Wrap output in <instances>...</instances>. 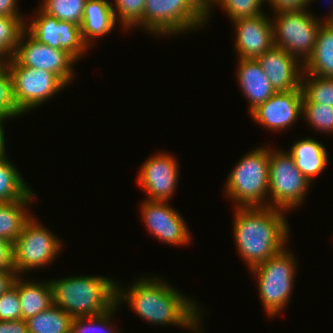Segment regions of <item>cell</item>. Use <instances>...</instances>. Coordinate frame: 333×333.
<instances>
[{"label":"cell","instance_id":"obj_1","mask_svg":"<svg viewBox=\"0 0 333 333\" xmlns=\"http://www.w3.org/2000/svg\"><path fill=\"white\" fill-rule=\"evenodd\" d=\"M161 279L156 275L145 276L135 280L126 290L122 284L116 283V303H129L134 313L149 323L203 333V326H200L203 309L200 304Z\"/></svg>","mask_w":333,"mask_h":333},{"label":"cell","instance_id":"obj_2","mask_svg":"<svg viewBox=\"0 0 333 333\" xmlns=\"http://www.w3.org/2000/svg\"><path fill=\"white\" fill-rule=\"evenodd\" d=\"M285 212L275 207H235L234 240L249 270L286 247L290 228Z\"/></svg>","mask_w":333,"mask_h":333},{"label":"cell","instance_id":"obj_3","mask_svg":"<svg viewBox=\"0 0 333 333\" xmlns=\"http://www.w3.org/2000/svg\"><path fill=\"white\" fill-rule=\"evenodd\" d=\"M53 304L73 318L100 315L116 304V283L104 276H70L50 280Z\"/></svg>","mask_w":333,"mask_h":333},{"label":"cell","instance_id":"obj_4","mask_svg":"<svg viewBox=\"0 0 333 333\" xmlns=\"http://www.w3.org/2000/svg\"><path fill=\"white\" fill-rule=\"evenodd\" d=\"M224 192L235 207H269V147L246 153L228 174Z\"/></svg>","mask_w":333,"mask_h":333},{"label":"cell","instance_id":"obj_5","mask_svg":"<svg viewBox=\"0 0 333 333\" xmlns=\"http://www.w3.org/2000/svg\"><path fill=\"white\" fill-rule=\"evenodd\" d=\"M288 249L285 247L249 270L257 278L259 298L269 317L280 314L286 308L293 292L297 262L295 254Z\"/></svg>","mask_w":333,"mask_h":333},{"label":"cell","instance_id":"obj_6","mask_svg":"<svg viewBox=\"0 0 333 333\" xmlns=\"http://www.w3.org/2000/svg\"><path fill=\"white\" fill-rule=\"evenodd\" d=\"M310 184L287 151L269 147V207L296 210L304 202Z\"/></svg>","mask_w":333,"mask_h":333},{"label":"cell","instance_id":"obj_7","mask_svg":"<svg viewBox=\"0 0 333 333\" xmlns=\"http://www.w3.org/2000/svg\"><path fill=\"white\" fill-rule=\"evenodd\" d=\"M61 249L62 242L58 236L32 215L13 242L14 271L21 276L32 269L47 266L54 262Z\"/></svg>","mask_w":333,"mask_h":333},{"label":"cell","instance_id":"obj_8","mask_svg":"<svg viewBox=\"0 0 333 333\" xmlns=\"http://www.w3.org/2000/svg\"><path fill=\"white\" fill-rule=\"evenodd\" d=\"M271 18L275 47L284 49L302 64L311 56L321 25L307 10L273 13Z\"/></svg>","mask_w":333,"mask_h":333},{"label":"cell","instance_id":"obj_9","mask_svg":"<svg viewBox=\"0 0 333 333\" xmlns=\"http://www.w3.org/2000/svg\"><path fill=\"white\" fill-rule=\"evenodd\" d=\"M14 87V97L20 111L25 114L67 86L56 74L28 66H21L13 57L7 61Z\"/></svg>","mask_w":333,"mask_h":333},{"label":"cell","instance_id":"obj_10","mask_svg":"<svg viewBox=\"0 0 333 333\" xmlns=\"http://www.w3.org/2000/svg\"><path fill=\"white\" fill-rule=\"evenodd\" d=\"M206 22L185 0H146L143 29L155 36L176 35L198 30Z\"/></svg>","mask_w":333,"mask_h":333},{"label":"cell","instance_id":"obj_11","mask_svg":"<svg viewBox=\"0 0 333 333\" xmlns=\"http://www.w3.org/2000/svg\"><path fill=\"white\" fill-rule=\"evenodd\" d=\"M37 10L33 20L25 23V30L33 38L54 49L65 50L76 61L85 56L89 48L82 39L79 25L70 21H60L41 8Z\"/></svg>","mask_w":333,"mask_h":333},{"label":"cell","instance_id":"obj_12","mask_svg":"<svg viewBox=\"0 0 333 333\" xmlns=\"http://www.w3.org/2000/svg\"><path fill=\"white\" fill-rule=\"evenodd\" d=\"M13 58L21 66L43 69L56 74L66 85H70L74 80L73 65L77 63L76 60L65 50L54 49L40 43L26 30L20 36Z\"/></svg>","mask_w":333,"mask_h":333},{"label":"cell","instance_id":"obj_13","mask_svg":"<svg viewBox=\"0 0 333 333\" xmlns=\"http://www.w3.org/2000/svg\"><path fill=\"white\" fill-rule=\"evenodd\" d=\"M167 201L144 200L141 205V218L150 235L163 243L186 246L191 241L187 223L179 211L169 206ZM186 244V245H185Z\"/></svg>","mask_w":333,"mask_h":333},{"label":"cell","instance_id":"obj_14","mask_svg":"<svg viewBox=\"0 0 333 333\" xmlns=\"http://www.w3.org/2000/svg\"><path fill=\"white\" fill-rule=\"evenodd\" d=\"M176 160L169 152H162L142 163L137 182L147 193L148 197L145 200L169 202L175 193L180 176Z\"/></svg>","mask_w":333,"mask_h":333},{"label":"cell","instance_id":"obj_15","mask_svg":"<svg viewBox=\"0 0 333 333\" xmlns=\"http://www.w3.org/2000/svg\"><path fill=\"white\" fill-rule=\"evenodd\" d=\"M302 89L276 92L250 112L251 118L269 131H282L302 116Z\"/></svg>","mask_w":333,"mask_h":333},{"label":"cell","instance_id":"obj_16","mask_svg":"<svg viewBox=\"0 0 333 333\" xmlns=\"http://www.w3.org/2000/svg\"><path fill=\"white\" fill-rule=\"evenodd\" d=\"M268 17L263 13L232 21L236 33L234 47L239 59H257L275 46L272 21Z\"/></svg>","mask_w":333,"mask_h":333},{"label":"cell","instance_id":"obj_17","mask_svg":"<svg viewBox=\"0 0 333 333\" xmlns=\"http://www.w3.org/2000/svg\"><path fill=\"white\" fill-rule=\"evenodd\" d=\"M276 92L301 89L303 64L284 49L273 47L257 58Z\"/></svg>","mask_w":333,"mask_h":333},{"label":"cell","instance_id":"obj_18","mask_svg":"<svg viewBox=\"0 0 333 333\" xmlns=\"http://www.w3.org/2000/svg\"><path fill=\"white\" fill-rule=\"evenodd\" d=\"M237 82L249 102V113L276 93L257 59H238Z\"/></svg>","mask_w":333,"mask_h":333},{"label":"cell","instance_id":"obj_19","mask_svg":"<svg viewBox=\"0 0 333 333\" xmlns=\"http://www.w3.org/2000/svg\"><path fill=\"white\" fill-rule=\"evenodd\" d=\"M116 23L109 0H87L80 25L84 43L91 48L94 39L109 34Z\"/></svg>","mask_w":333,"mask_h":333},{"label":"cell","instance_id":"obj_20","mask_svg":"<svg viewBox=\"0 0 333 333\" xmlns=\"http://www.w3.org/2000/svg\"><path fill=\"white\" fill-rule=\"evenodd\" d=\"M327 148L317 139L305 137L294 141L287 152L294 160L296 167L312 183L328 164Z\"/></svg>","mask_w":333,"mask_h":333},{"label":"cell","instance_id":"obj_21","mask_svg":"<svg viewBox=\"0 0 333 333\" xmlns=\"http://www.w3.org/2000/svg\"><path fill=\"white\" fill-rule=\"evenodd\" d=\"M18 288L22 319L28 320L53 305V290L50 280L37 282L18 276L14 281Z\"/></svg>","mask_w":333,"mask_h":333},{"label":"cell","instance_id":"obj_22","mask_svg":"<svg viewBox=\"0 0 333 333\" xmlns=\"http://www.w3.org/2000/svg\"><path fill=\"white\" fill-rule=\"evenodd\" d=\"M303 74L333 78V25H321L315 48L303 64Z\"/></svg>","mask_w":333,"mask_h":333},{"label":"cell","instance_id":"obj_23","mask_svg":"<svg viewBox=\"0 0 333 333\" xmlns=\"http://www.w3.org/2000/svg\"><path fill=\"white\" fill-rule=\"evenodd\" d=\"M32 190L25 198L11 202H0V238L13 242L21 234L24 224L32 217L29 205L35 200Z\"/></svg>","mask_w":333,"mask_h":333},{"label":"cell","instance_id":"obj_24","mask_svg":"<svg viewBox=\"0 0 333 333\" xmlns=\"http://www.w3.org/2000/svg\"><path fill=\"white\" fill-rule=\"evenodd\" d=\"M32 188L25 182L18 169L8 160L0 157V202H11L25 198Z\"/></svg>","mask_w":333,"mask_h":333},{"label":"cell","instance_id":"obj_25","mask_svg":"<svg viewBox=\"0 0 333 333\" xmlns=\"http://www.w3.org/2000/svg\"><path fill=\"white\" fill-rule=\"evenodd\" d=\"M73 317L54 304L26 320L28 333H71Z\"/></svg>","mask_w":333,"mask_h":333},{"label":"cell","instance_id":"obj_26","mask_svg":"<svg viewBox=\"0 0 333 333\" xmlns=\"http://www.w3.org/2000/svg\"><path fill=\"white\" fill-rule=\"evenodd\" d=\"M301 89L302 103H318L333 108V78L303 74Z\"/></svg>","mask_w":333,"mask_h":333},{"label":"cell","instance_id":"obj_27","mask_svg":"<svg viewBox=\"0 0 333 333\" xmlns=\"http://www.w3.org/2000/svg\"><path fill=\"white\" fill-rule=\"evenodd\" d=\"M25 30L23 17L0 16V55L11 59Z\"/></svg>","mask_w":333,"mask_h":333},{"label":"cell","instance_id":"obj_28","mask_svg":"<svg viewBox=\"0 0 333 333\" xmlns=\"http://www.w3.org/2000/svg\"><path fill=\"white\" fill-rule=\"evenodd\" d=\"M87 0H42L40 8L60 21L81 25Z\"/></svg>","mask_w":333,"mask_h":333},{"label":"cell","instance_id":"obj_29","mask_svg":"<svg viewBox=\"0 0 333 333\" xmlns=\"http://www.w3.org/2000/svg\"><path fill=\"white\" fill-rule=\"evenodd\" d=\"M117 303L100 315L73 318L71 333H120L112 326L113 314L119 308Z\"/></svg>","mask_w":333,"mask_h":333},{"label":"cell","instance_id":"obj_30","mask_svg":"<svg viewBox=\"0 0 333 333\" xmlns=\"http://www.w3.org/2000/svg\"><path fill=\"white\" fill-rule=\"evenodd\" d=\"M145 2L146 0H114L111 5L116 22L121 23L124 30L143 28Z\"/></svg>","mask_w":333,"mask_h":333},{"label":"cell","instance_id":"obj_31","mask_svg":"<svg viewBox=\"0 0 333 333\" xmlns=\"http://www.w3.org/2000/svg\"><path fill=\"white\" fill-rule=\"evenodd\" d=\"M302 116L316 131L333 133V108L318 103H302Z\"/></svg>","mask_w":333,"mask_h":333},{"label":"cell","instance_id":"obj_32","mask_svg":"<svg viewBox=\"0 0 333 333\" xmlns=\"http://www.w3.org/2000/svg\"><path fill=\"white\" fill-rule=\"evenodd\" d=\"M265 0H215L214 5L223 9L230 21L239 18L254 17L263 14V4Z\"/></svg>","mask_w":333,"mask_h":333},{"label":"cell","instance_id":"obj_33","mask_svg":"<svg viewBox=\"0 0 333 333\" xmlns=\"http://www.w3.org/2000/svg\"><path fill=\"white\" fill-rule=\"evenodd\" d=\"M23 113L17 106L14 97L13 79L6 68L0 74V117H12L22 116Z\"/></svg>","mask_w":333,"mask_h":333},{"label":"cell","instance_id":"obj_34","mask_svg":"<svg viewBox=\"0 0 333 333\" xmlns=\"http://www.w3.org/2000/svg\"><path fill=\"white\" fill-rule=\"evenodd\" d=\"M22 319L18 288L13 285L0 296V321Z\"/></svg>","mask_w":333,"mask_h":333},{"label":"cell","instance_id":"obj_35","mask_svg":"<svg viewBox=\"0 0 333 333\" xmlns=\"http://www.w3.org/2000/svg\"><path fill=\"white\" fill-rule=\"evenodd\" d=\"M273 13L307 10L309 0H265Z\"/></svg>","mask_w":333,"mask_h":333},{"label":"cell","instance_id":"obj_36","mask_svg":"<svg viewBox=\"0 0 333 333\" xmlns=\"http://www.w3.org/2000/svg\"><path fill=\"white\" fill-rule=\"evenodd\" d=\"M0 271H14L13 244L0 238Z\"/></svg>","mask_w":333,"mask_h":333},{"label":"cell","instance_id":"obj_37","mask_svg":"<svg viewBox=\"0 0 333 333\" xmlns=\"http://www.w3.org/2000/svg\"><path fill=\"white\" fill-rule=\"evenodd\" d=\"M187 4L207 23L215 0H185Z\"/></svg>","mask_w":333,"mask_h":333},{"label":"cell","instance_id":"obj_38","mask_svg":"<svg viewBox=\"0 0 333 333\" xmlns=\"http://www.w3.org/2000/svg\"><path fill=\"white\" fill-rule=\"evenodd\" d=\"M0 333H28L27 322L23 319L0 321Z\"/></svg>","mask_w":333,"mask_h":333},{"label":"cell","instance_id":"obj_39","mask_svg":"<svg viewBox=\"0 0 333 333\" xmlns=\"http://www.w3.org/2000/svg\"><path fill=\"white\" fill-rule=\"evenodd\" d=\"M17 0H0V16L23 17Z\"/></svg>","mask_w":333,"mask_h":333},{"label":"cell","instance_id":"obj_40","mask_svg":"<svg viewBox=\"0 0 333 333\" xmlns=\"http://www.w3.org/2000/svg\"><path fill=\"white\" fill-rule=\"evenodd\" d=\"M17 277L15 271H0V296L14 285Z\"/></svg>","mask_w":333,"mask_h":333},{"label":"cell","instance_id":"obj_41","mask_svg":"<svg viewBox=\"0 0 333 333\" xmlns=\"http://www.w3.org/2000/svg\"><path fill=\"white\" fill-rule=\"evenodd\" d=\"M12 117H0V157L7 154L6 147H5V129L3 127L4 121L6 122L7 119Z\"/></svg>","mask_w":333,"mask_h":333},{"label":"cell","instance_id":"obj_42","mask_svg":"<svg viewBox=\"0 0 333 333\" xmlns=\"http://www.w3.org/2000/svg\"><path fill=\"white\" fill-rule=\"evenodd\" d=\"M332 3H333V2H332ZM331 8H332V7H331ZM331 8H330V9H331ZM307 11H308V13L310 14V16H311L315 21L318 22L319 25H333V9H331L332 12L330 11V14L327 16V18H325V21L318 19V16L316 17V16L313 14V12H312V13L309 12V9H307Z\"/></svg>","mask_w":333,"mask_h":333},{"label":"cell","instance_id":"obj_43","mask_svg":"<svg viewBox=\"0 0 333 333\" xmlns=\"http://www.w3.org/2000/svg\"><path fill=\"white\" fill-rule=\"evenodd\" d=\"M7 60L0 55V74L6 69Z\"/></svg>","mask_w":333,"mask_h":333}]
</instances>
